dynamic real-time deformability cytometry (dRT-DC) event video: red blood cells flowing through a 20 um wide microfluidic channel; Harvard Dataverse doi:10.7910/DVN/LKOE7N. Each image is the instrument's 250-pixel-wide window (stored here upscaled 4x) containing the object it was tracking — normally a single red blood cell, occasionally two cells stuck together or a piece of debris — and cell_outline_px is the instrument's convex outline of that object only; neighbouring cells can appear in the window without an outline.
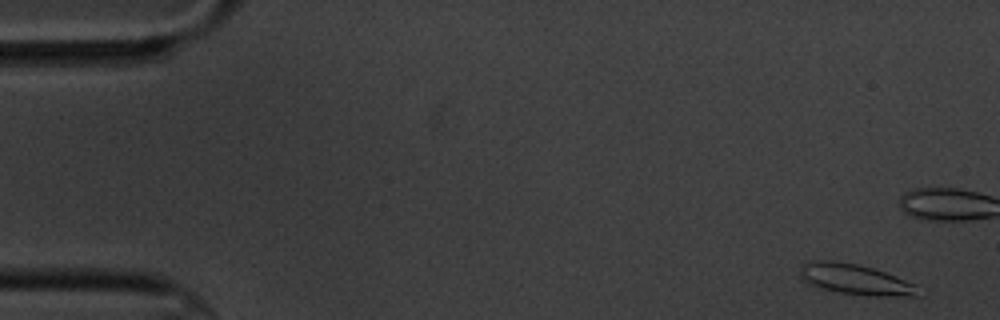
{"species": "common noctule bat (a hibernating species)", "species_latin": "Nyctalus noctula", "temperature_condition": "cold", "stored_images_in_passage": 6, "camera_frame_rate_fps": 3000, "um_per_image_px": 0.085, "animal": {"sex": "male", "body_mass_g": 20.1, "forearm_length_mm": 53.5}, "frame": {"image": 1, "passage_image": 1, "time_ms": 0.0, "image_size_px": [1000, 320], "cell_outline_px": [[916, 296], [868, 296], [840, 292], [816, 288], [808, 284], [800, 276], [800, 264], [812, 260], [832, 260], [856, 264], [872, 268], [884, 272], [916, 284]], "centroid_in_image_um": [72.61, 23.74], "position_along_channel_um": 12.4, "area_um2": 20.98}}